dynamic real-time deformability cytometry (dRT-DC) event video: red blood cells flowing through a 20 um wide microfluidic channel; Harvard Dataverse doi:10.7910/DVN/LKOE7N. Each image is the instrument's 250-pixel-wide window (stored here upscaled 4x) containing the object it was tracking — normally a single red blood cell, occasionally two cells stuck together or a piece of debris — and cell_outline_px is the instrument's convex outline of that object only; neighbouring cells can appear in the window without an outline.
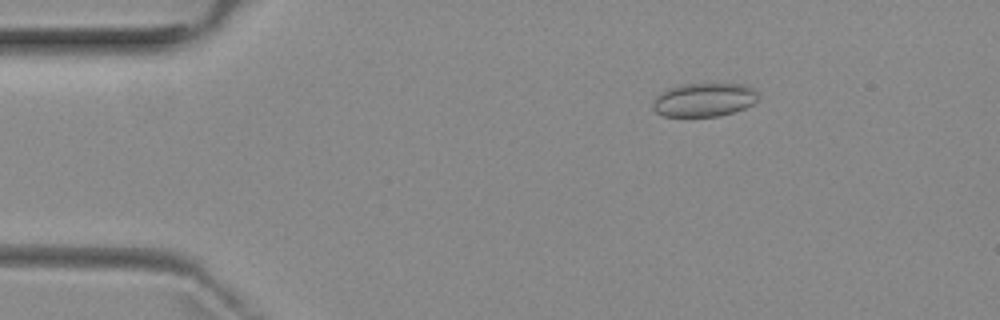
{"species": "common noctule bat (a hibernating species)", "species_latin": "Nyctalus noctula", "temperature_condition": "room temperature", "stored_images_in_passage": 5, "camera_frame_rate_fps": 3000, "um_per_image_px": 0.085, "animal": {"sex": "female", "body_mass_g": 29.2, "forearm_length_mm": 56.3}, "frame": {"image": 1, "passage_image": 3, "time_ms": 2.333, "image_size_px": [1000, 320], "cell_outline_px": [[760, 96], [752, 104], [744, 108], [720, 116], [664, 116], [656, 112], [652, 108], [652, 100], [660, 92], [668, 88], [684, 84], [744, 84], [756, 88]], "centroid_in_image_um": [59.85, 8.47], "position_along_channel_um": 25.2, "area_um2": 20.81}}